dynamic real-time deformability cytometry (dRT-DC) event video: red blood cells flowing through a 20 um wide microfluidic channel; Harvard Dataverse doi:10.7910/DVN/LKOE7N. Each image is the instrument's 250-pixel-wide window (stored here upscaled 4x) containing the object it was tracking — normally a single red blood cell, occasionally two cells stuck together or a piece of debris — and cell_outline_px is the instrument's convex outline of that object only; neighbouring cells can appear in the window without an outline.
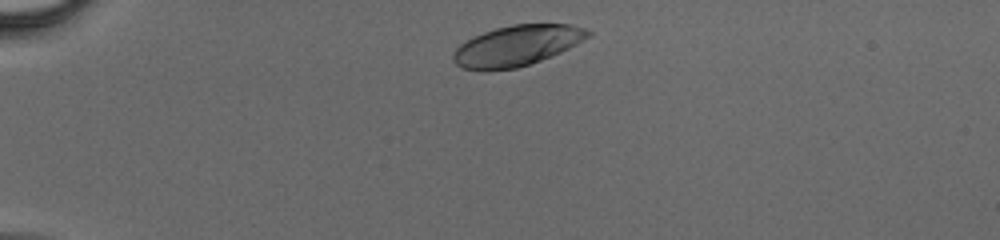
{"species": "human", "species_latin": "Homo sapiens", "temperature_condition": "cold", "stored_images_in_passage": 32, "camera_frame_rate_fps": 3000, "um_per_image_px": 0.085, "donor": {"sex": "male"}, "frame": {"image": 1, "passage_image": 2, "time_ms": 0.333, "image_size_px": [1000, 240], "cell_outline_px": [[592, 32], [588, 36], [576, 44], [560, 52], [540, 60], [516, 68], [488, 72], [484, 72], [460, 68], [452, 60], [452, 52], [460, 44], [484, 32], [496, 28], [512, 24], [568, 24], [584, 28]], "centroid_in_image_um": [43.86, 3.91], "position_along_channel_um": 41.1, "area_um2": 31.85}}
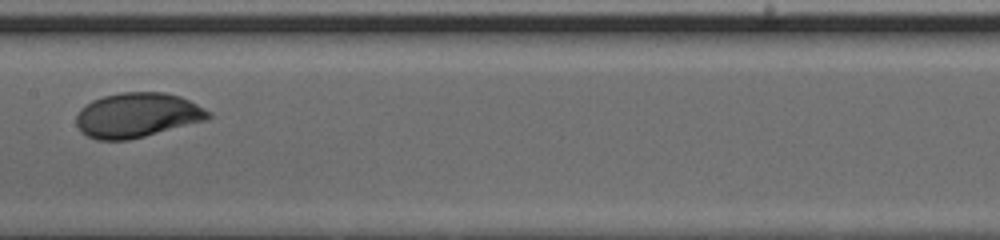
{"frame": {"image": 2, "passage_image": 16, "time_ms": 5.0, "image_size_px": [1000, 240], "cell_outline_px": [[212, 116], [208, 120], [128, 140], [96, 140], [80, 132], [76, 124], [76, 116], [80, 108], [92, 100], [104, 96], [120, 92], [164, 92], [180, 96], [212, 112]], "centroid_in_image_um": [11.66, 9.79], "position_along_channel_um": 195.7, "area_um2": 34.56}}
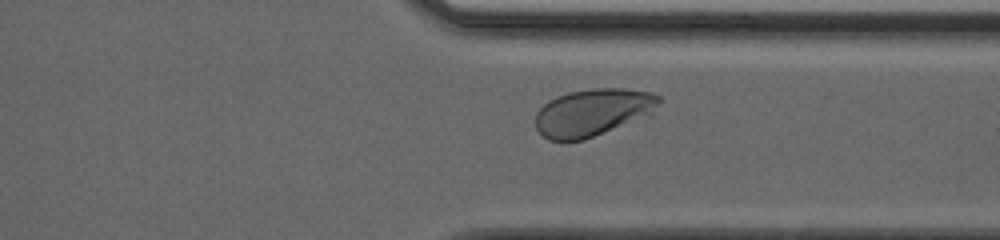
{"frame": {"image": 3, "passage_image": 27, "time_ms": 8.667, "image_size_px": [1000, 240], "cell_outline_px": [[660, 100], [652, 116], [584, 140], [548, 140], [536, 128], [536, 112], [548, 100], [556, 96], [568, 92], [592, 88], [624, 88], [652, 92], [660, 96]], "centroid_in_image_um": [50.44, 9.55], "position_along_channel_um": 361.0, "area_um2": 34.56}}